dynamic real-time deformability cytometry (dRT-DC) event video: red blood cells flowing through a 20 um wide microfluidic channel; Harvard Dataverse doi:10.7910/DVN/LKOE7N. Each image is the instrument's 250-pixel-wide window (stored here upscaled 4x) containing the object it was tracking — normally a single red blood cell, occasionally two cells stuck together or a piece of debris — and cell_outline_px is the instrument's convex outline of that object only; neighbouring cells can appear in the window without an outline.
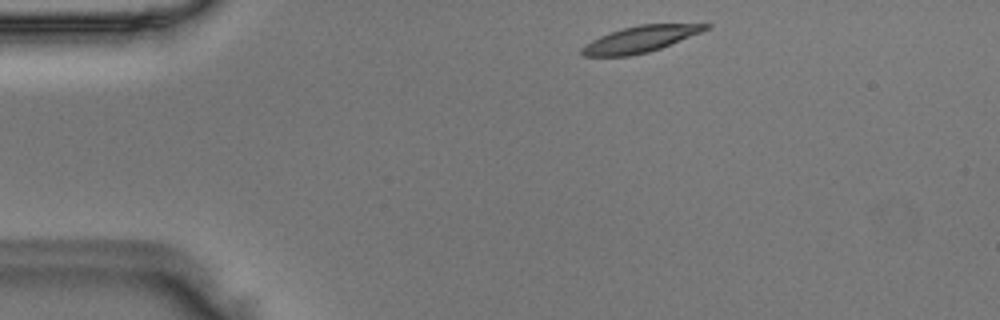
{"species": "Egyptian fruit bat (a non-hibernating species)", "species_latin": "Rousettus aegyptiacus", "temperature_condition": "room temperature", "stored_images_in_passage": 42, "camera_frame_rate_fps": 3000, "um_per_image_px": 0.085, "animal": {"sex": "male"}, "frame": {"image": 1, "passage_image": 1, "time_ms": 0.0, "image_size_px": [1000, 320], "cell_outline_px": [[712, 24], [708, 28], [700, 32], [660, 48], [648, 52], [628, 56], [584, 56], [580, 52], [580, 48], [584, 44], [600, 36], [624, 28], [640, 24]], "centroid_in_image_um": [54.36, 3.34], "position_along_channel_um": 30.6, "area_um2": 18.55}}
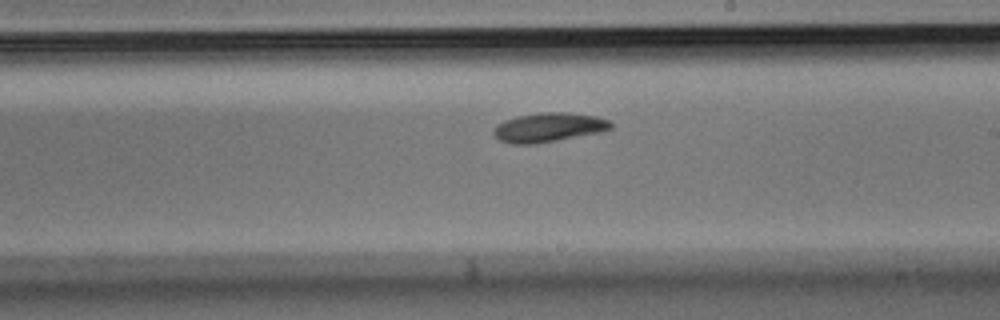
{"frame": {"image": 2, "passage_image": 21, "time_ms": 6.667, "image_size_px": [1000, 320], "cell_outline_px": [[612, 128], [600, 132], [556, 140], [532, 144], [512, 144], [500, 140], [492, 132], [496, 124], [504, 120], [516, 116], [540, 112], [564, 112], [596, 116], [608, 120], [612, 124]], "centroid_in_image_um": [46.6, 10.81], "position_along_channel_um": 242.4, "area_um2": 19.83}}
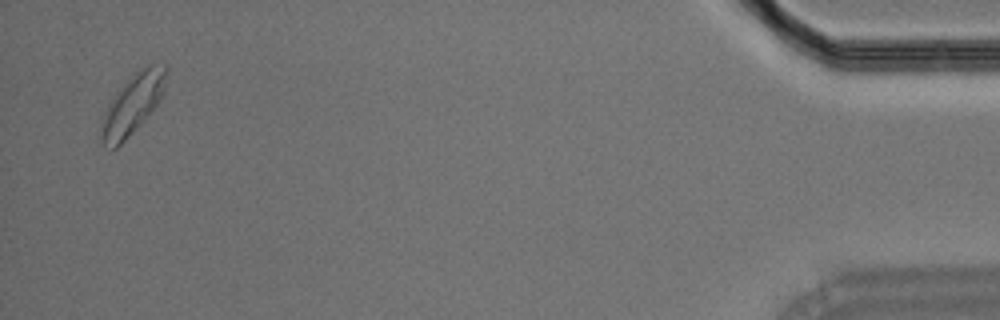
{"frame": {"image": 3, "passage_image": 41, "time_ms": 13.333, "image_size_px": [1000, 320], "cell_outline_px": [[168, 72], [164, 88], [156, 104], [124, 140], [116, 148], [112, 148], [104, 144], [100, 136], [100, 120], [108, 104], [116, 92], [132, 72], [148, 64], [168, 64]], "centroid_in_image_um": [11.25, 8.77], "position_along_channel_um": 423.9, "area_um2": 22.43}}